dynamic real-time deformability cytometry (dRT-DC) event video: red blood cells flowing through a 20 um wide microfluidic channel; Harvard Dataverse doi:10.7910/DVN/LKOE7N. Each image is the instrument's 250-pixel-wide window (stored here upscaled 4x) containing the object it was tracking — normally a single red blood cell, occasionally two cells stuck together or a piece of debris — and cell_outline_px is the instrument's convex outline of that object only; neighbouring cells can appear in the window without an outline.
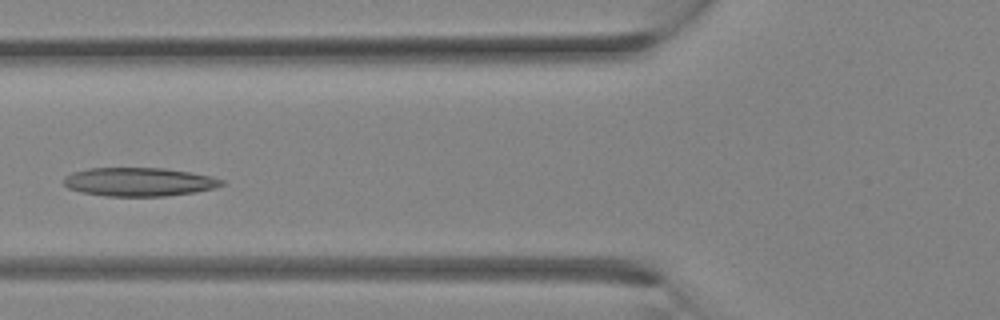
{"species": "Egyptian fruit bat (a non-hibernating species)", "species_latin": "Rousettus aegyptiacus", "temperature_condition": "room temperature", "stored_images_in_passage": 23, "camera_frame_rate_fps": 3000, "um_per_image_px": 0.085, "animal": {"sex": "female"}, "frame": {"image": 1, "passage_image": 4, "time_ms": 1.0, "image_size_px": [1000, 320], "cell_outline_px": [[224, 184], [212, 188], [196, 192], [164, 196], [108, 196], [80, 192], [68, 188], [64, 184], [64, 176], [72, 172], [88, 168], [164, 168], [212, 176], [224, 180]], "centroid_in_image_um": [11.79, 15.46], "position_along_channel_um": 114.0, "area_um2": 26.3}}
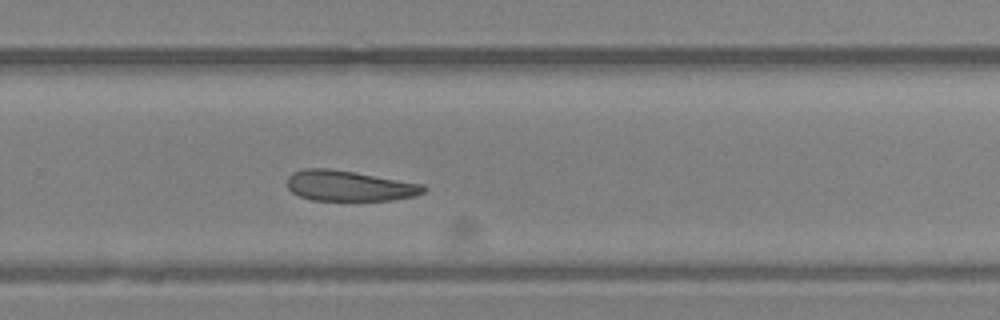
{"frame": {"image": 2, "passage_image": 13, "time_ms": 4.0, "image_size_px": [1000, 320], "cell_outline_px": [[428, 188], [424, 192], [412, 196], [392, 200], [312, 200], [300, 196], [292, 192], [288, 188], [288, 176], [292, 172], [304, 168], [328, 168], [424, 184]], "centroid_in_image_um": [29.67, 15.79], "position_along_channel_um": 300.1, "area_um2": 24.04}}
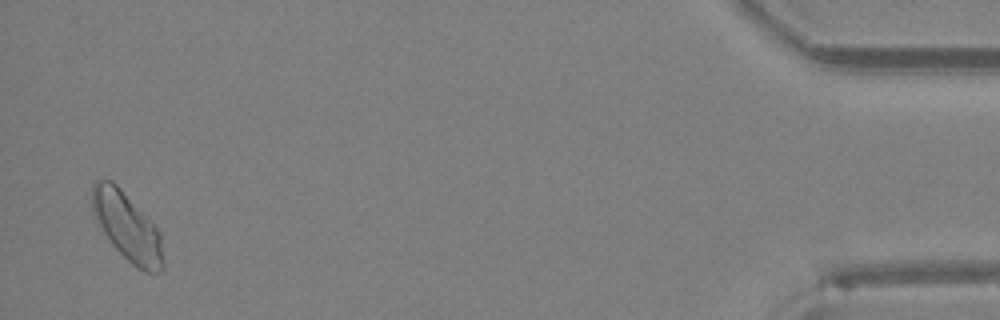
{"frame": {"image": 3, "passage_image": 23, "time_ms": 7.333, "image_size_px": [1000, 320], "cell_outline_px": [[164, 268], [156, 272], [148, 272], [136, 268], [112, 244], [104, 232], [92, 212], [92, 184], [96, 180], [112, 180], [120, 188], [160, 232], [164, 260]], "centroid_in_image_um": [10.81, 19.28], "position_along_channel_um": 424.4, "area_um2": 27.63}}